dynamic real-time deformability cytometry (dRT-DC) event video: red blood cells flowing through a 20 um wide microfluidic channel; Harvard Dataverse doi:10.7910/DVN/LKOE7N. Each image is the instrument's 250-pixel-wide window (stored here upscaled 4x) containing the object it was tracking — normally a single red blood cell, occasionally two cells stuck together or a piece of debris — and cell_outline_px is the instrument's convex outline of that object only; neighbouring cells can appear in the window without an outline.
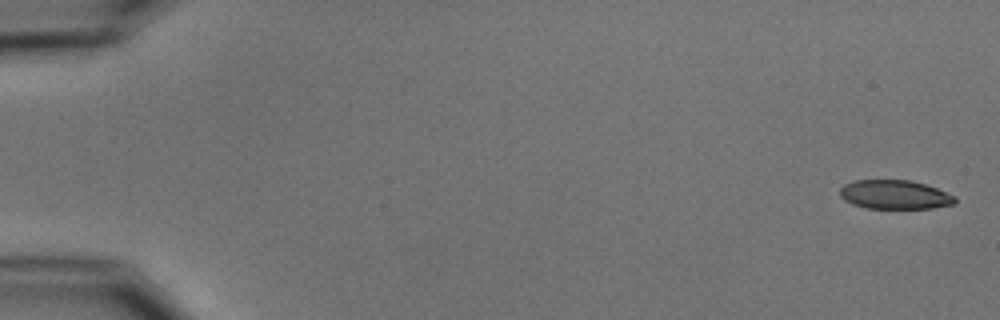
{"species": "common noctule bat (a hibernating species)", "species_latin": "Nyctalus noctula", "temperature_condition": "cold", "stored_images_in_passage": 8, "camera_frame_rate_fps": 3000, "um_per_image_px": 0.085, "animal": {"sex": "male", "body_mass_g": 15.6}, "frame": {"image": 1, "passage_image": 1, "time_ms": 0.0, "image_size_px": [1000, 320], "cell_outline_px": [[956, 200], [952, 204], [932, 208], [868, 208], [852, 204], [844, 200], [840, 196], [840, 188], [844, 184], [856, 180], [912, 180], [936, 188], [956, 196]], "centroid_in_image_um": [76.03, 16.54], "position_along_channel_um": 9.0, "area_um2": 19.36}}